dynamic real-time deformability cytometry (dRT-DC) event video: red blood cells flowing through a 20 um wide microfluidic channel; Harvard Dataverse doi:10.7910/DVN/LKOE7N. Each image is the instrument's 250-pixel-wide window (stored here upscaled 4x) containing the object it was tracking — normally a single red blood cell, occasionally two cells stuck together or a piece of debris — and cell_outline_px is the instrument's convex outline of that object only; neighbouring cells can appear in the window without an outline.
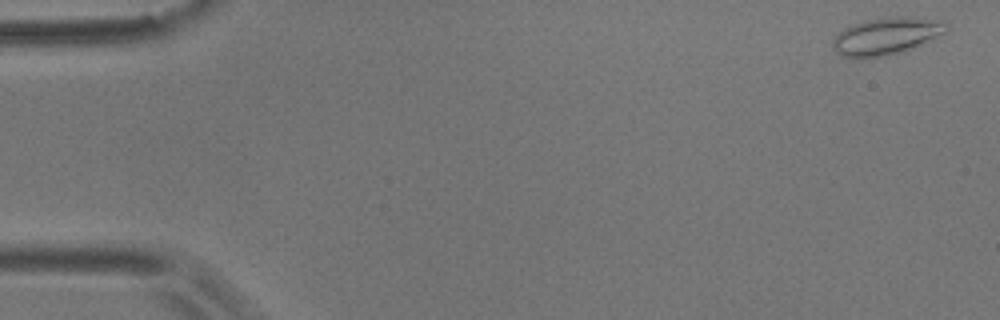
{"species": "common noctule bat (a hibernating species)", "species_latin": "Nyctalus noctula", "temperature_condition": "room temperature", "stored_images_in_passage": 4, "camera_frame_rate_fps": 3000, "um_per_image_px": 0.085, "animal": {"sex": "male", "body_mass_g": 17.9}, "frame": {"image": 1, "passage_image": 1, "time_ms": 0.0, "image_size_px": [1000, 320], "cell_outline_px": [[948, 28], [944, 32], [932, 40], [916, 48], [888, 56], [840, 56], [832, 48], [832, 40], [844, 28], [852, 24], [864, 20], [888, 16], [916, 16], [944, 20], [948, 24]], "centroid_in_image_um": [75.4, 3.03], "position_along_channel_um": 9.6, "area_um2": 25.03}}